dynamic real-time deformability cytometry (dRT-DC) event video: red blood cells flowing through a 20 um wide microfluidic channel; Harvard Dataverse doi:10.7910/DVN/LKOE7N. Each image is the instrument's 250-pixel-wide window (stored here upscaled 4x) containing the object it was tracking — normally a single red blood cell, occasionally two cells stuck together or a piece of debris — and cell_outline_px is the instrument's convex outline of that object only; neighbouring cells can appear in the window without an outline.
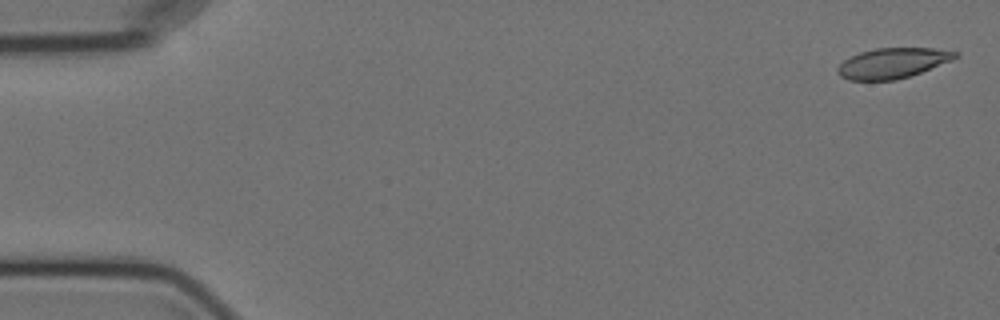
{"species": "Egyptian fruit bat (a non-hibernating species)", "species_latin": "Rousettus aegyptiacus", "temperature_condition": "cold", "stored_images_in_passage": 6, "camera_frame_rate_fps": 3000, "um_per_image_px": 0.085, "animal": {"sex": "female"}, "frame": {"image": 1, "passage_image": 1, "time_ms": 0.0, "image_size_px": [1000, 320], "cell_outline_px": [[960, 56], [952, 60], [920, 72], [896, 80], [848, 80], [840, 76], [836, 68], [844, 60], [860, 52], [876, 48], [932, 48], [960, 52]], "centroid_in_image_um": [75.88, 5.36], "position_along_channel_um": 9.1, "area_um2": 20.63}}
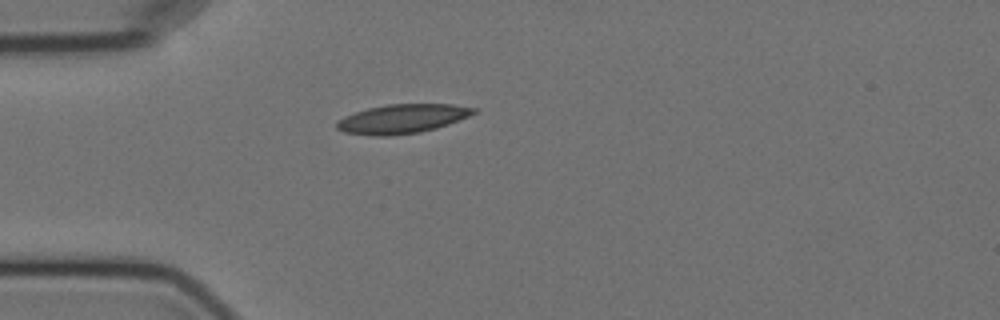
{"frame": {"image": 2, "passage_image": 5, "time_ms": 4.667, "image_size_px": [1000, 320], "cell_outline_px": [[480, 108], [476, 112], [468, 116], [448, 124], [436, 128], [420, 132], [388, 136], [376, 136], [344, 132], [336, 128], [336, 124], [344, 116], [368, 108], [388, 104], [452, 104]], "centroid_in_image_um": [34.22, 10.09], "position_along_channel_um": 50.8, "area_um2": 23.12}}